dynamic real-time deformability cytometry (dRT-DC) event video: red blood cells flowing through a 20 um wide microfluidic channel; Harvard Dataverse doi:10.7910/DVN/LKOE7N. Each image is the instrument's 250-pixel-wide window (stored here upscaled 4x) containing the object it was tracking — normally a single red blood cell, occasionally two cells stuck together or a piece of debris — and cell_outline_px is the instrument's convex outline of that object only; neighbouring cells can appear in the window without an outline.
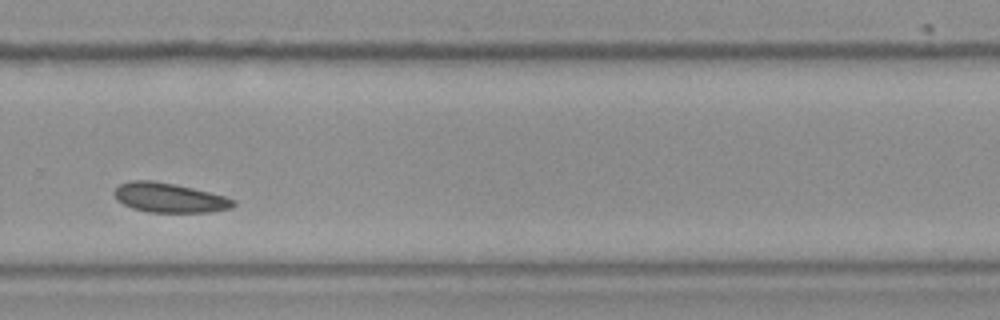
{"species": "Egyptian fruit bat (a non-hibernating species)", "species_latin": "Rousettus aegyptiacus", "temperature_condition": "room temperature", "stored_images_in_passage": 33, "camera_frame_rate_fps": 3000, "um_per_image_px": 0.085, "frame": {"image": 1, "passage_image": 24, "time_ms": 7.667, "image_size_px": [1000, 320], "cell_outline_px": [[236, 204], [232, 208], [208, 212], [148, 212], [132, 208], [116, 200], [112, 192], [120, 184], [132, 180], [152, 180], [192, 188], [224, 196], [236, 200]], "centroid_in_image_um": [14.37, 16.81], "position_along_channel_um": 315.4, "area_um2": 20.4}}